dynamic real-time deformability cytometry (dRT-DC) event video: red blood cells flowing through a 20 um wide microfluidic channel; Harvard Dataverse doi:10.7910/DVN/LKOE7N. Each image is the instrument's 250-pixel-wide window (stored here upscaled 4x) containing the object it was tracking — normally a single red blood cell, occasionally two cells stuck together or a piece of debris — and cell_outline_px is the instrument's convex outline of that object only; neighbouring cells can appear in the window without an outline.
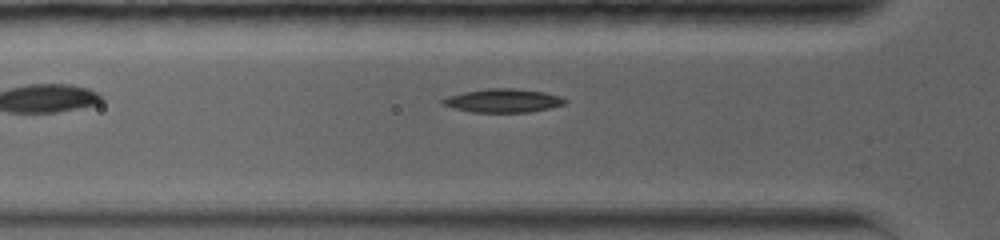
{"species": "common noctule bat (a hibernating species)", "species_latin": "Nyctalus noctula", "temperature_condition": "warm", "stored_images_in_passage": 43, "camera_frame_rate_fps": 5000, "um_per_image_px": 0.085, "animal": {"sex": "female", "body_mass_g": 19.0, "forearm_length_mm": 56.7}, "frame": {"image": 1, "passage_image": 4, "time_ms": 0.8, "image_size_px": [1000, 240], "cell_outline_px": [[568, 104], [528, 112], [472, 112], [452, 108], [440, 104], [440, 100], [448, 96], [464, 92], [488, 88], [512, 88], [544, 92], [560, 96], [568, 100]], "centroid_in_image_um": [42.75, 8.55], "position_along_channel_um": 83.0, "area_um2": 16.88}}
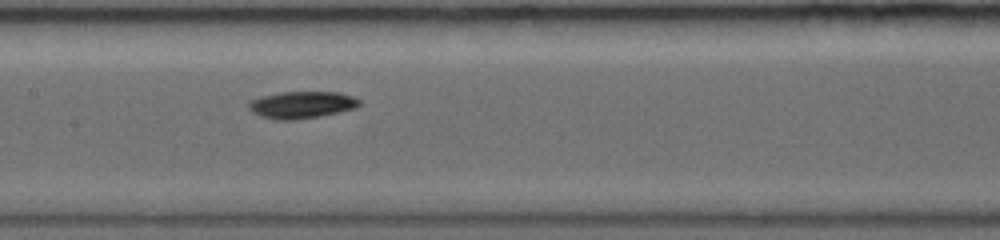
{"frame": {"image": 2, "passage_image": 15, "time_ms": 3.4, "image_size_px": [1000, 240], "cell_outline_px": [[360, 104], [356, 108], [320, 116], [296, 120], [280, 120], [260, 116], [248, 108], [248, 100], [280, 92], [340, 92], [352, 96], [360, 100]], "centroid_in_image_um": [25.65, 8.91], "position_along_channel_um": 181.8, "area_um2": 17.4}}
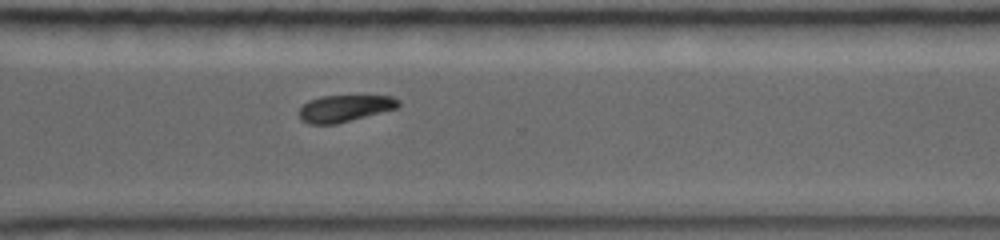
{"frame": {"image": 3, "passage_image": 32, "time_ms": 7.6, "image_size_px": [1000, 240], "cell_outline_px": [[400, 104], [396, 108], [336, 124], [308, 124], [300, 120], [300, 108], [308, 100], [320, 96], [392, 96], [400, 100]], "centroid_in_image_um": [29.27, 9.21], "position_along_channel_um": 341.3, "area_um2": 15.37}}